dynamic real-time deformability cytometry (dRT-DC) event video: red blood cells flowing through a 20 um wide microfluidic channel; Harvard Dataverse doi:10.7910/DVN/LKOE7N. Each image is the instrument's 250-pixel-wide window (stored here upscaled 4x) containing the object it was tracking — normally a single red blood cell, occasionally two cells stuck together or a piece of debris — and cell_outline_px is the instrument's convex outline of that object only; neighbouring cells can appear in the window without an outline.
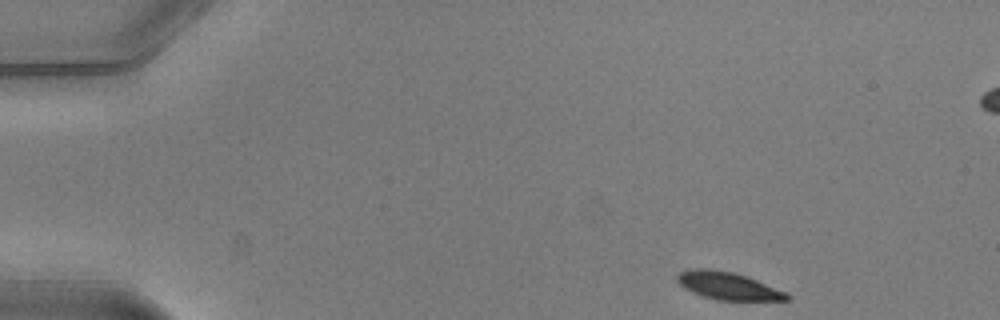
{"species": "common noctule bat (a hibernating species)", "species_latin": "Nyctalus noctula", "temperature_condition": "warm", "stored_images_in_passage": 46, "segment_of_instrument_passage": [1, 2], "camera_frame_rate_fps": 3000, "um_per_image_px": 0.085, "animal": {"sex": "male", "body_mass_g": 20.5, "forearm_length_mm": 52.5}, "frame": {"image": 1, "passage_image": 1, "time_ms": 0.0, "image_size_px": [1000, 320], "cell_outline_px": [[792, 296], [788, 300], [716, 300], [700, 296], [684, 288], [676, 280], [676, 276], [680, 272], [692, 268], [708, 268], [736, 272], [748, 276], [788, 292]], "centroid_in_image_um": [61.9, 24.29], "position_along_channel_um": 23.1, "area_um2": 18.03}}
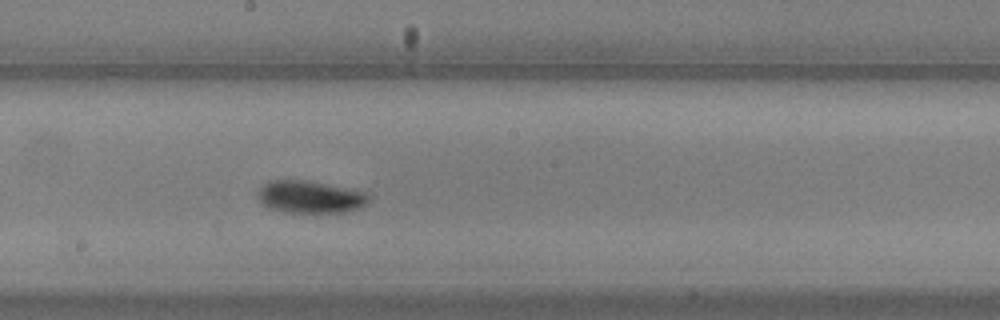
{"frame": {"image": 2, "passage_image": 23, "time_ms": 7.333, "image_size_px": [1000, 320], "cell_outline_px": [[372, 200], [364, 208], [344, 212], [284, 212], [268, 208], [256, 196], [256, 192], [268, 180], [304, 180], [348, 188], [364, 192], [372, 196]], "centroid_in_image_um": [26.4, 16.74], "position_along_channel_um": 221.8, "area_um2": 21.21}}
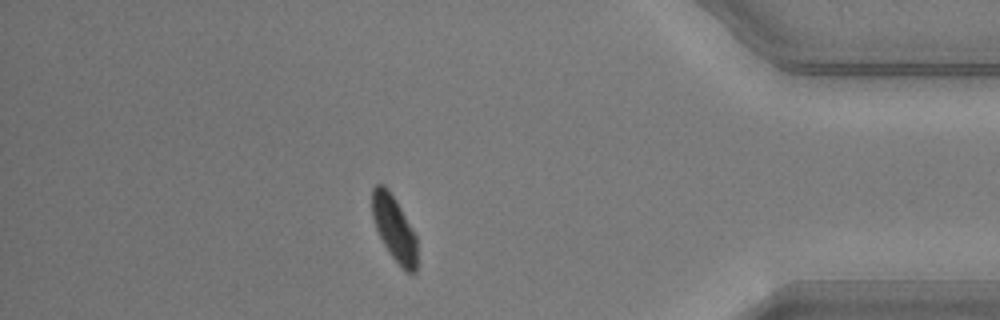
{"frame": {"image": 3, "passage_image": 39, "time_ms": 12.667, "image_size_px": [1000, 320], "cell_outline_px": [[416, 272], [404, 272], [392, 256], [384, 244], [376, 228], [372, 216], [372, 188], [376, 184], [384, 184], [396, 200], [412, 228], [416, 236]], "centroid_in_image_um": [33.5, 19.4], "position_along_channel_um": 401.7, "area_um2": 16.88}}